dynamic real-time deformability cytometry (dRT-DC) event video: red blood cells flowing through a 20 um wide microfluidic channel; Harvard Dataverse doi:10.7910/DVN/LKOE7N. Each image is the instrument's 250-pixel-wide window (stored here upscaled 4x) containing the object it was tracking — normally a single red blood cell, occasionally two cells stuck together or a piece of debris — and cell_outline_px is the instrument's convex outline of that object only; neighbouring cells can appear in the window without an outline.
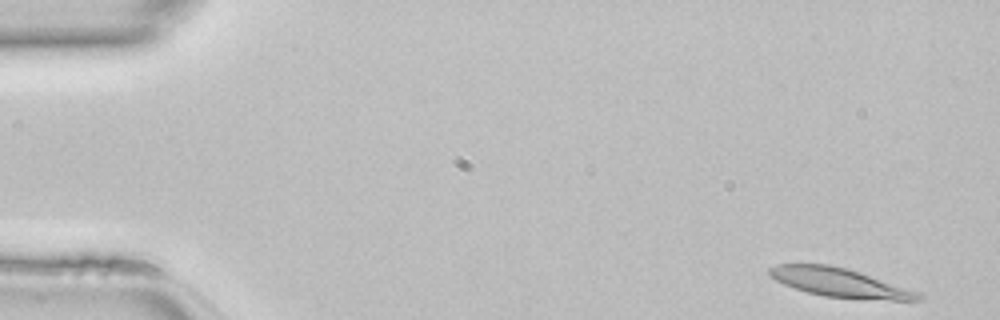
{"species": "common noctule bat (a hibernating species)", "species_latin": "Nyctalus noctula", "temperature_condition": "room temperature", "stored_images_in_passage": 45, "camera_frame_rate_fps": 3000, "um_per_image_px": 0.085, "animal": {"sex": "female", "body_mass_g": 22.7, "forearm_length_mm": 54.2}, "frame": {"image": 1, "passage_image": 1, "time_ms": 0.0, "image_size_px": [1000, 320], "cell_outline_px": [[924, 300], [892, 300], [824, 296], [808, 292], [784, 284], [776, 280], [768, 272], [768, 268], [776, 264], [828, 264], [848, 268], [924, 292]], "centroid_in_image_um": [71.49, 24.01], "position_along_channel_um": 13.5, "area_um2": 25.2}}
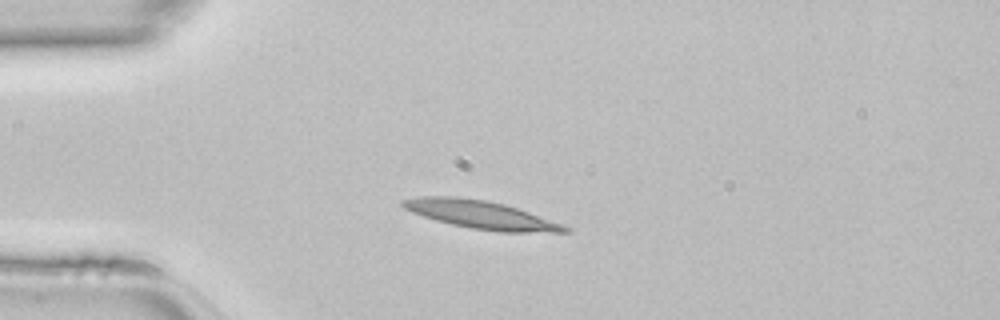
{"frame": {"image": 2, "passage_image": 10, "time_ms": 3.0, "image_size_px": [1000, 320], "cell_outline_px": [[572, 232], [496, 232], [472, 228], [452, 224], [436, 220], [412, 212], [404, 208], [400, 204], [400, 200], [420, 196], [456, 196], [484, 200], [504, 204], [528, 212], [572, 228]], "centroid_in_image_um": [40.85, 18.25], "position_along_channel_um": 44.1, "area_um2": 26.3}}
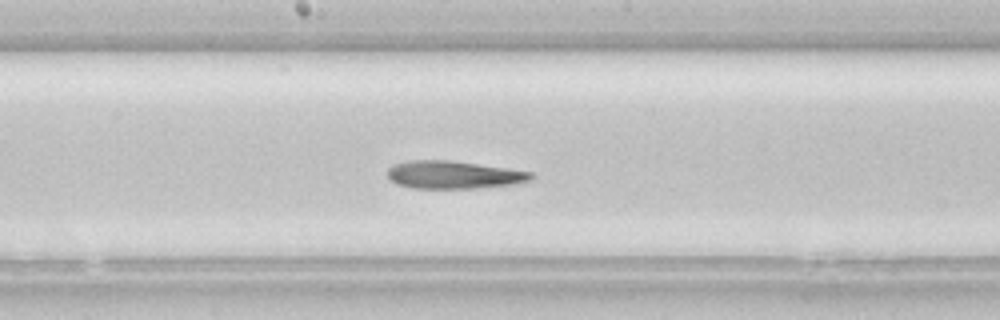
{"frame": {"image": 3, "passage_image": 23, "time_ms": 7.333, "image_size_px": [1000, 320], "cell_outline_px": [[536, 176], [532, 180], [516, 184], [476, 188], [412, 188], [396, 184], [388, 176], [388, 168], [396, 164], [408, 160], [448, 160], [508, 168], [532, 172]], "centroid_in_image_um": [38.6, 14.86], "position_along_channel_um": 209.6, "area_um2": 23.29}}